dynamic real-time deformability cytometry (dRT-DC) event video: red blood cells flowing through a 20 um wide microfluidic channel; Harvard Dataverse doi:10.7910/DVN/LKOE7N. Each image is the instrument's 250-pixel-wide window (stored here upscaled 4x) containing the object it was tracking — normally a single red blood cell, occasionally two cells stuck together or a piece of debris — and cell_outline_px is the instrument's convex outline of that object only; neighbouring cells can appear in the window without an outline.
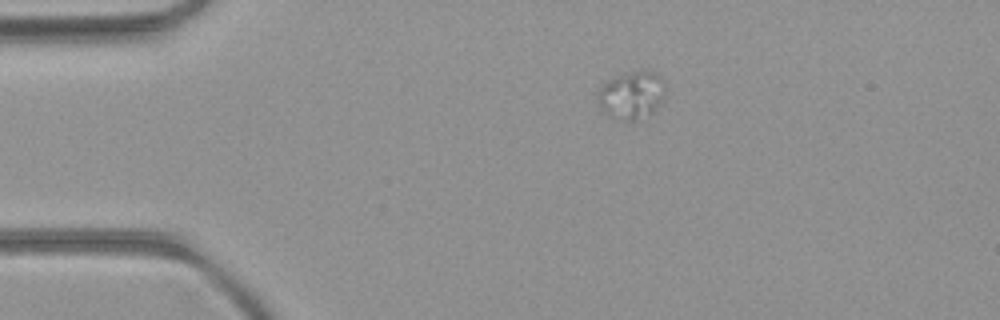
{"species": "common noctule bat (a hibernating species)", "species_latin": "Nyctalus noctula", "temperature_condition": "room temperature", "stored_images_in_passage": 27, "camera_frame_rate_fps": 3000, "um_per_image_px": 0.085, "animal": {"sex": "female", "body_mass_g": 21.9}, "frame": {"image": 1, "passage_image": 1, "time_ms": 0.0, "image_size_px": [1000, 320], "cell_outline_px": [[664, 92], [652, 112], [632, 120], [628, 120], [608, 116], [604, 112], [596, 100], [596, 96], [600, 88], [608, 80], [616, 76], [636, 72], [652, 72], [664, 84]], "centroid_in_image_um": [53.59, 8.1], "position_along_channel_um": 31.4, "area_um2": 17.74}}
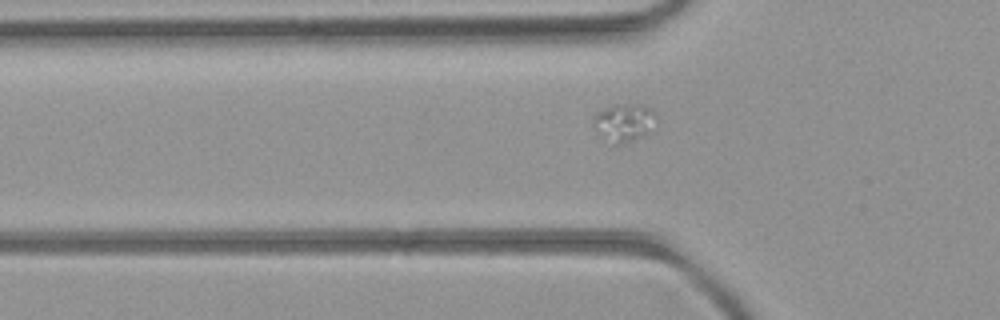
{"frame": {"image": 2, "passage_image": 8, "time_ms": 2.333, "image_size_px": [1000, 320], "cell_outline_px": [[656, 116], [648, 132], [644, 136], [620, 144], [616, 144], [592, 120], [596, 112], [616, 104], [640, 104], [656, 112]], "centroid_in_image_um": [53.12, 10.35], "position_along_channel_um": 72.7, "area_um2": 12.89}}
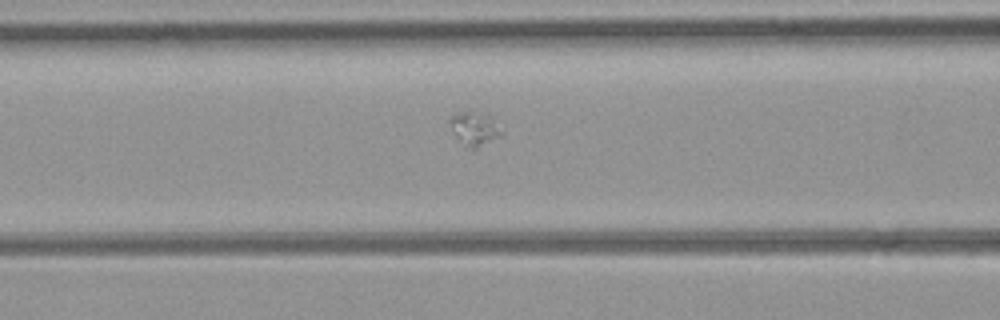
{"frame": {"image": 3, "passage_image": 12, "time_ms": 3.667, "image_size_px": [1000, 320], "cell_outline_px": [[504, 132], [500, 136], [476, 152], [472, 152], [464, 148], [456, 140], [452, 132], [448, 120], [452, 116], [464, 112], [472, 112], [488, 116]], "centroid_in_image_um": [40.29, 11.08], "position_along_channel_um": 126.3, "area_um2": 10.52}}